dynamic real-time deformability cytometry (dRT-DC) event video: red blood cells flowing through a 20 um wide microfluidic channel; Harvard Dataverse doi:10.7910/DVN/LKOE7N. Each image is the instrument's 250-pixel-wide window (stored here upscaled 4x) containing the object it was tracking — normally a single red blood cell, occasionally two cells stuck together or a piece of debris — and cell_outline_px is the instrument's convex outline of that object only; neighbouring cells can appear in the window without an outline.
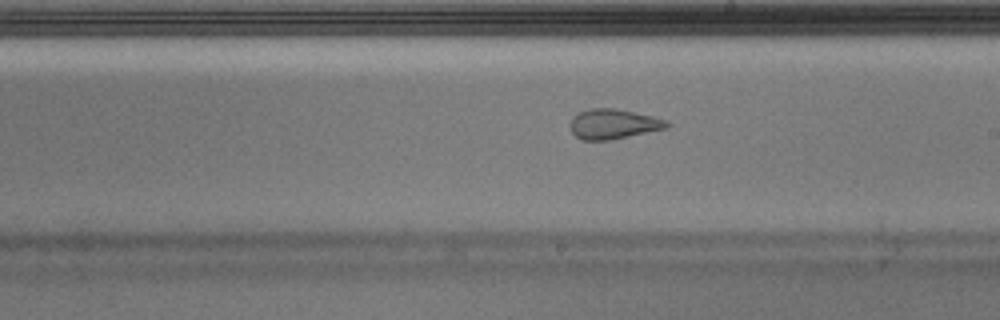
{"species": "Egyptian fruit bat (a non-hibernating species)", "species_latin": "Rousettus aegyptiacus", "temperature_condition": "warm", "stored_images_in_passage": 39, "camera_frame_rate_fps": 3000, "um_per_image_px": 0.085, "animal": {"sex": "male"}, "frame": {"image": 1, "passage_image": 18, "time_ms": 5.667, "image_size_px": [1000, 320], "cell_outline_px": [[672, 124], [668, 128], [612, 140], [580, 140], [572, 132], [568, 124], [572, 116], [580, 112], [592, 108], [616, 108], [652, 116], [668, 120]], "centroid_in_image_um": [52.14, 10.55], "position_along_channel_um": 236.9, "area_um2": 17.17}}
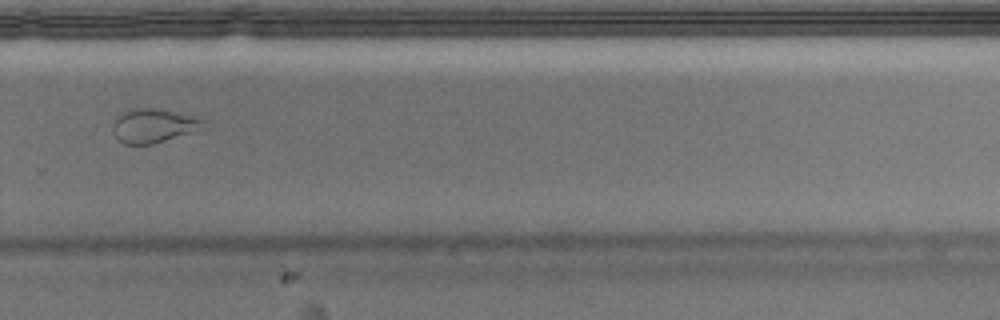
{"frame": {"image": 2, "passage_image": 24, "time_ms": 7.667, "image_size_px": [1000, 320], "cell_outline_px": [[208, 128], [200, 132], [152, 144], [124, 144], [116, 136], [112, 128], [112, 124], [116, 116], [120, 112], [132, 108], [156, 108], [208, 120]], "centroid_in_image_um": [13.14, 10.69], "position_along_channel_um": 316.7, "area_um2": 18.55}}
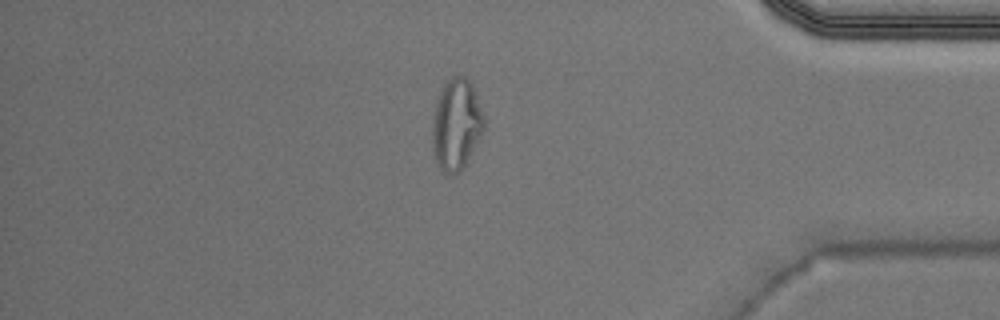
{"frame": {"image": 3, "passage_image": 32, "time_ms": 10.333, "image_size_px": [1000, 320], "cell_outline_px": [[484, 128], [468, 160], [460, 172], [452, 176], [444, 172], [440, 168], [436, 160], [432, 144], [432, 116], [436, 96], [444, 80], [452, 76], [464, 76], [472, 84], [476, 92], [484, 116]], "centroid_in_image_um": [38.76, 10.53], "position_along_channel_um": 396.4, "area_um2": 27.98}, "authors_computed_cell_mechanics": {"area_um2": 18.5538, "velocity_mm_per_s": 4.0039, "shape_relaxation_time_tau1_ms": null, "shape_relaxation_time_tau2_ms": 0.8838, "deformation_change_tau1": null, "deformation_change_tau2": 0.0793}}